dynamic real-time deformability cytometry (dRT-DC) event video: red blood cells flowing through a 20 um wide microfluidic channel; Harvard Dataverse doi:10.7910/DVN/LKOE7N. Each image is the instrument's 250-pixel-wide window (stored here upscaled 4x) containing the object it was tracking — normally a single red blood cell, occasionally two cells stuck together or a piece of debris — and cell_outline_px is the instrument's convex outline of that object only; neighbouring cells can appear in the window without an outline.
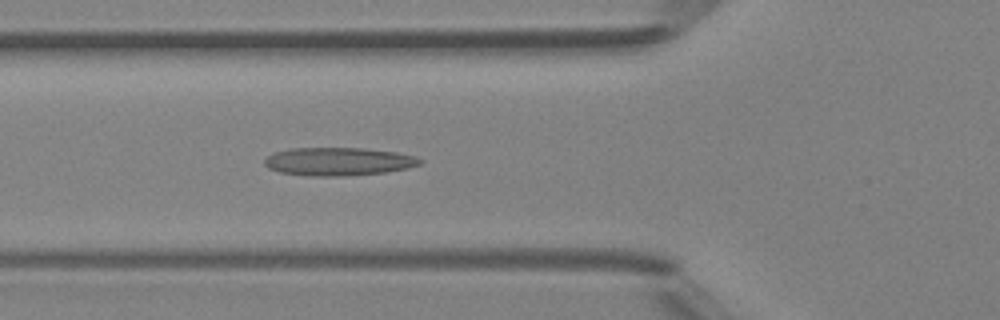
{"species": "Egyptian fruit bat (a non-hibernating species)", "species_latin": "Rousettus aegyptiacus", "temperature_condition": "room temperature", "stored_images_in_passage": 49, "camera_frame_rate_fps": 3000, "um_per_image_px": 0.085, "animal": {"sex": "female"}, "frame": {"image": 1, "passage_image": 18, "time_ms": 5.667, "image_size_px": [1000, 320], "cell_outline_px": [[424, 160], [420, 164], [408, 168], [384, 172], [340, 176], [312, 176], [280, 172], [268, 168], [264, 164], [264, 160], [272, 152], [288, 148], [364, 148], [396, 152], [416, 156]], "centroid_in_image_um": [28.75, 13.72], "position_along_channel_um": 97.1, "area_um2": 25.55}}
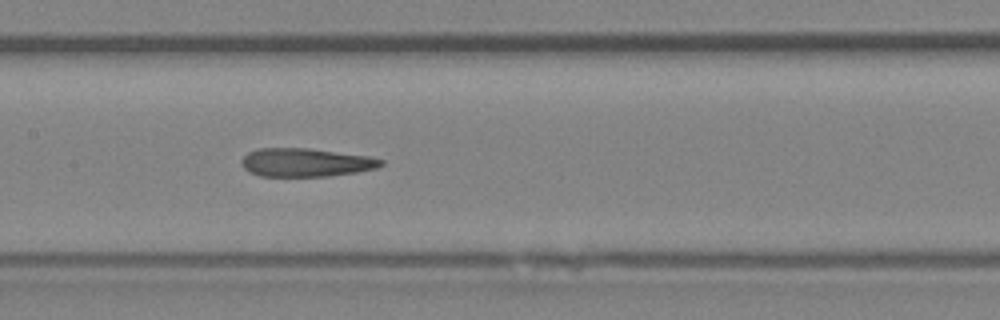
{"frame": {"image": 2, "passage_image": 24, "time_ms": 7.667, "image_size_px": [1000, 320], "cell_outline_px": [[384, 164], [376, 168], [356, 172], [328, 176], [260, 176], [248, 172], [240, 164], [240, 160], [248, 152], [260, 148], [308, 148], [368, 156], [384, 160]], "centroid_in_image_um": [25.95, 13.81], "position_along_channel_um": 181.4, "area_um2": 23.12}}
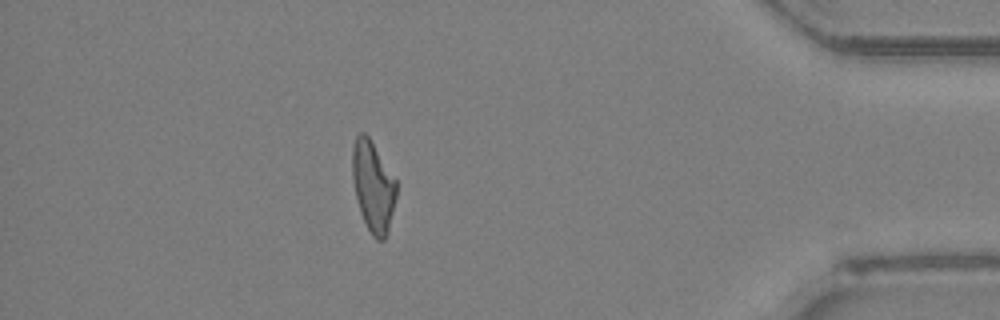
{"frame": {"image": 3, "passage_image": 43, "time_ms": 14.0, "image_size_px": [1000, 320], "cell_outline_px": [[396, 196], [388, 232], [384, 240], [376, 240], [372, 236], [360, 212], [352, 180], [352, 148], [356, 136], [360, 132], [364, 132], [368, 136], [396, 180]], "centroid_in_image_um": [31.7, 15.85], "position_along_channel_um": 403.5, "area_um2": 23.06}, "authors_computed_cell_mechanics": {"area_um2": 24.1026, "velocity_mm_per_s": 4.2197, "shape_relaxation_time_tau1_ms": null, "shape_relaxation_time_tau2_ms": 2.8852, "deformation_change_tau1": null, "deformation_change_tau2": 0.1406}}